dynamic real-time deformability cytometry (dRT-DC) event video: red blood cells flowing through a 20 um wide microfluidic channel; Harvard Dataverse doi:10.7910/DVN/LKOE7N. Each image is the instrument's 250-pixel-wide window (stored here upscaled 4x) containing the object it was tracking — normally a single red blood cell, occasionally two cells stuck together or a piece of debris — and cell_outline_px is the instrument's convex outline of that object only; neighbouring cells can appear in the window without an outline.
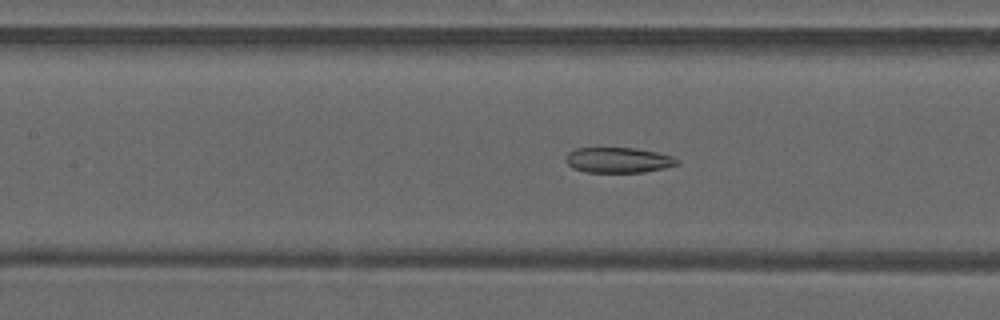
{"species": "common noctule bat (a hibernating species)", "species_latin": "Nyctalus noctula", "temperature_condition": "warm", "stored_images_in_passage": 45, "camera_frame_rate_fps": 3000, "um_per_image_px": 0.085, "animal": {"sex": "male", "forearm_length_mm": 52.5}, "frame": {"image": 1, "passage_image": 18, "time_ms": 5.667, "image_size_px": [1000, 320], "cell_outline_px": [[680, 164], [664, 168], [644, 172], [584, 172], [572, 168], [564, 160], [568, 152], [576, 148], [636, 148], [656, 152], [672, 156], [680, 160]], "centroid_in_image_um": [52.55, 13.61], "position_along_channel_um": 154.8, "area_um2": 16.59}}
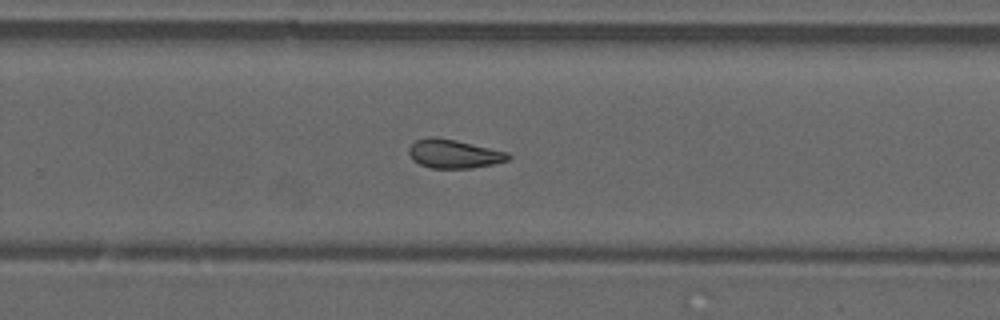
{"frame": {"image": 2, "passage_image": 28, "time_ms": 9.0, "image_size_px": [1000, 320], "cell_outline_px": [[512, 156], [508, 160], [492, 164], [472, 168], [432, 168], [420, 164], [412, 160], [408, 152], [408, 148], [416, 140], [428, 136], [432, 136], [456, 140], [508, 152]], "centroid_in_image_um": [38.56, 13.07], "position_along_channel_um": 291.2, "area_um2": 16.65}}
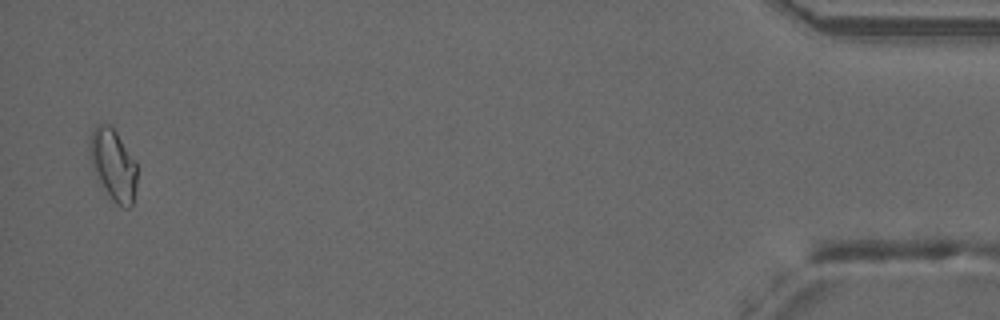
{"frame": {"image": 3, "passage_image": 44, "time_ms": 14.333, "image_size_px": [1000, 320], "cell_outline_px": [[136, 184], [132, 204], [128, 208], [124, 208], [116, 204], [112, 200], [96, 176], [92, 168], [88, 152], [88, 148], [92, 128], [96, 124], [112, 124], [136, 164]], "centroid_in_image_um": [9.59, 13.97], "position_along_channel_um": 425.6, "area_um2": 19.71}, "authors_computed_cell_mechanics": {"area_um2": 17.34, "velocity_mm_per_s": 4.105, "shape_relaxation_time_tau1_ms": null, "shape_relaxation_time_tau2_ms": 3.4509, "deformation_change_tau1": null, "deformation_change_tau2": 0.108}}